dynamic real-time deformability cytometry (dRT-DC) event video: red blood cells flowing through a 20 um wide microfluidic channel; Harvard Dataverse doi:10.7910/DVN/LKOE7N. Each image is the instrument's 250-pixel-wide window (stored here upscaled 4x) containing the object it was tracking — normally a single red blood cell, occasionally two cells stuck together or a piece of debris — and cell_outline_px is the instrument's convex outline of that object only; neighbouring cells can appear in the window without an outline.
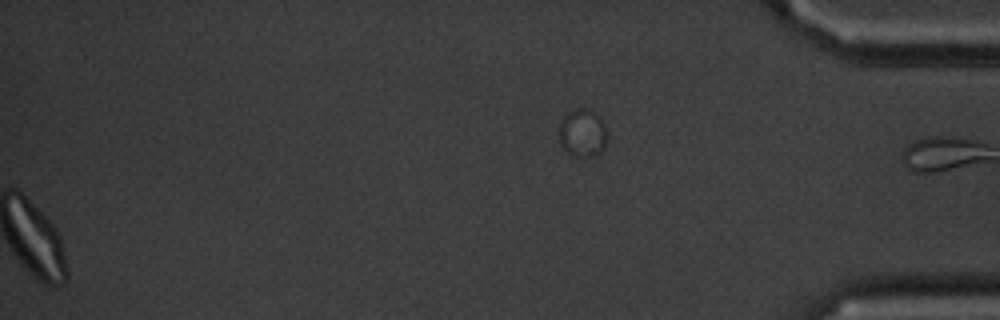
{"species": "common noctule bat (a hibernating species)", "species_latin": "Nyctalus noctula", "temperature_condition": "cold", "stored_images_in_passage": 48, "segment_of_instrument_passage": [2, 2], "camera_frame_rate_fps": 3000, "um_per_image_px": 0.085, "animal": {"sex": "male", "body_mass_g": 20.1, "forearm_length_mm": 53.5}, "frame": {"image": 1, "passage_image": 48, "time_ms": 15.667, "image_size_px": [1000, 320], "cell_outline_px": [[608, 140], [604, 148], [596, 156], [580, 160], [572, 156], [560, 144], [556, 132], [564, 116], [568, 112], [576, 108], [584, 108], [600, 116], [608, 128]], "centroid_in_image_um": [49.53, 11.36], "position_along_channel_um": 385.7, "area_um2": 14.28}}